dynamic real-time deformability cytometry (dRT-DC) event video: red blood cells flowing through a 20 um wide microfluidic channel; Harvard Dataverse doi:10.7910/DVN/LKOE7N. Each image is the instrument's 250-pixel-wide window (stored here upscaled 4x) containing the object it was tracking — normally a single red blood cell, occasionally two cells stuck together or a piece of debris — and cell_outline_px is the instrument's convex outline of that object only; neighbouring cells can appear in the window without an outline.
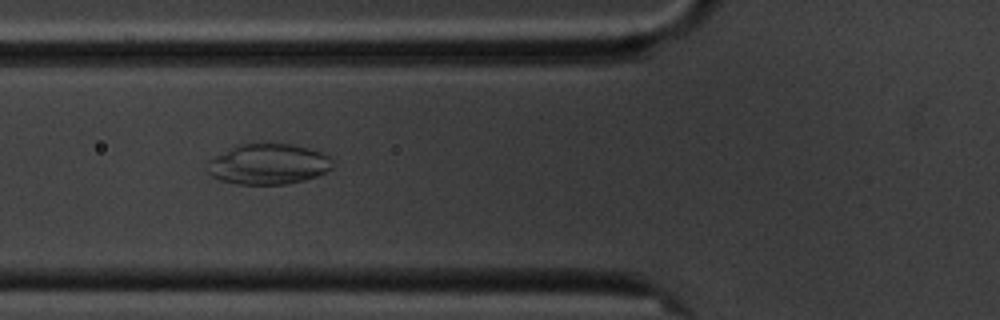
{"species": "common noctule bat (a hibernating species)", "species_latin": "Nyctalus noctula", "temperature_condition": "cold", "stored_images_in_passage": 7, "camera_frame_rate_fps": 3000, "um_per_image_px": 0.085, "animal": {"sex": "male", "body_mass_g": 20.1, "forearm_length_mm": 53.5}, "frame": {"image": 1, "passage_image": 7, "time_ms": 6.667, "image_size_px": [1000, 320], "cell_outline_px": [[332, 168], [316, 176], [304, 180], [284, 184], [236, 184], [220, 180], [212, 176], [208, 172], [208, 160], [240, 144], [292, 144], [308, 148], [320, 152], [328, 156], [332, 160]], "centroid_in_image_um": [22.8, 13.96], "position_along_channel_um": 103.0, "area_um2": 29.19}}